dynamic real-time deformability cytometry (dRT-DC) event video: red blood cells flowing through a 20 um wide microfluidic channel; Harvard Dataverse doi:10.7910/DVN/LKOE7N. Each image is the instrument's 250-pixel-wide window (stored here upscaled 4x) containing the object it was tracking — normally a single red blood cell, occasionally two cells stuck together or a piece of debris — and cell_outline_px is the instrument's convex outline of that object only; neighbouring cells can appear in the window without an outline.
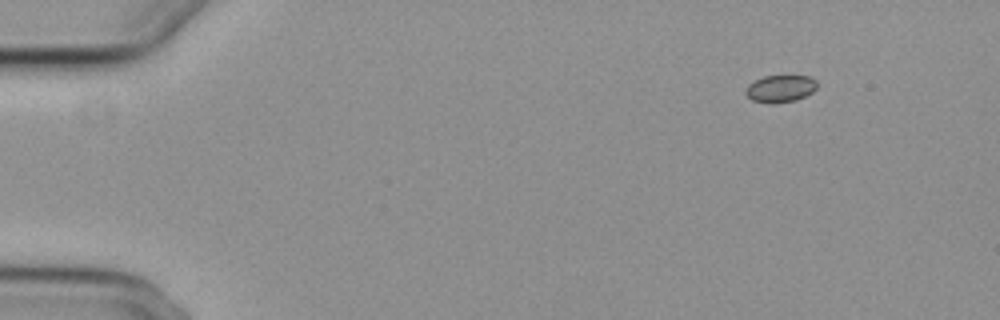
{"species": "common noctule bat (a hibernating species)", "species_latin": "Nyctalus noctula", "temperature_condition": "cold", "stored_images_in_passage": 4, "camera_frame_rate_fps": 3000, "um_per_image_px": 0.085, "animal": {"sex": "female", "body_mass_g": 29.2, "forearm_length_mm": 56.3}, "frame": {"image": 1, "passage_image": 1, "time_ms": 0.0, "image_size_px": [1000, 320], "cell_outline_px": [[816, 88], [812, 92], [796, 100], [772, 104], [752, 100], [744, 92], [748, 84], [764, 76], [808, 76], [816, 80]], "centroid_in_image_um": [66.31, 7.54], "position_along_channel_um": 18.7, "area_um2": 11.21}}
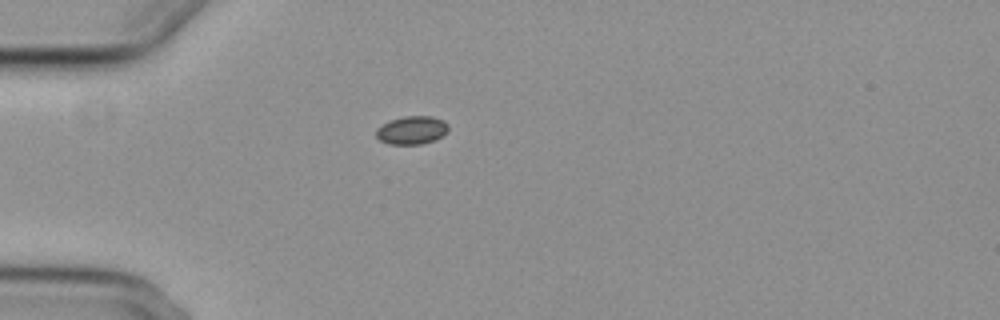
{"frame": {"image": 2, "passage_image": 4, "time_ms": 3.333, "image_size_px": [1000, 320], "cell_outline_px": [[448, 128], [440, 136], [432, 140], [420, 144], [388, 144], [380, 140], [376, 136], [376, 128], [388, 120], [404, 116], [432, 116], [444, 120], [448, 124]], "centroid_in_image_um": [34.95, 11.04], "position_along_channel_um": 50.0, "area_um2": 11.79}}